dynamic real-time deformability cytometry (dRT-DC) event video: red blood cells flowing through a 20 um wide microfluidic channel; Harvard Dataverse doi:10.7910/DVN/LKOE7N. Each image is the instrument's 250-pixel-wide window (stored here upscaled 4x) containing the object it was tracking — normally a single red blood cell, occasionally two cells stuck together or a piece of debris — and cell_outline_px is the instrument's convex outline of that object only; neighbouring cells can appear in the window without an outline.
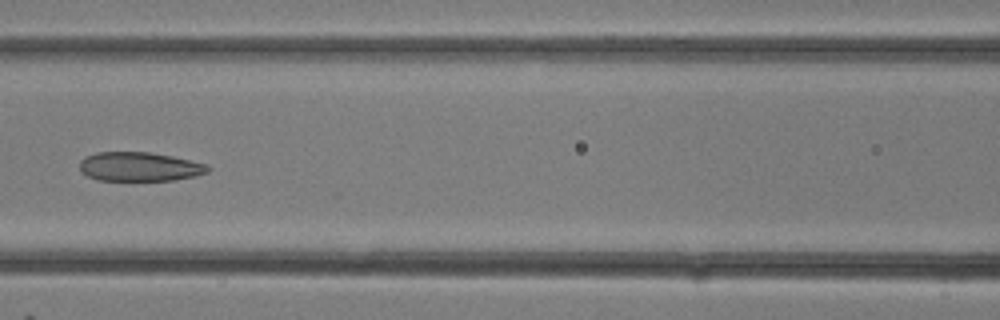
{"species": "common noctule bat (a hibernating species)", "species_latin": "Nyctalus noctula", "temperature_condition": "room temperature", "stored_images_in_passage": 20, "camera_frame_rate_fps": 3000, "um_per_image_px": 0.085, "animal": {"sex": "female"}, "frame": {"image": 1, "passage_image": 15, "time_ms": 4.667, "image_size_px": [1000, 320], "cell_outline_px": [[212, 168], [208, 172], [196, 176], [176, 180], [96, 180], [88, 176], [80, 168], [80, 160], [84, 156], [96, 152], [148, 152], [172, 156], [208, 164]], "centroid_in_image_um": [11.89, 14.16], "position_along_channel_um": 154.7, "area_um2": 21.85}}
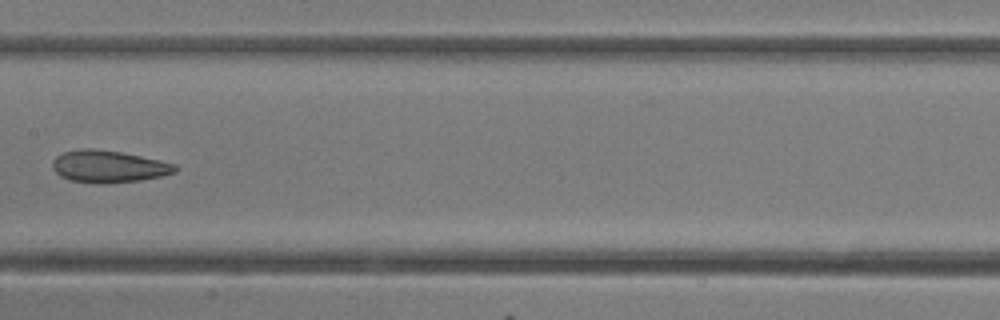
{"frame": {"image": 2, "passage_image": 17, "time_ms": 5.333, "image_size_px": [1000, 320], "cell_outline_px": [[180, 168], [176, 172], [160, 176], [140, 180], [104, 184], [96, 184], [68, 180], [60, 176], [52, 168], [52, 160], [56, 156], [64, 152], [84, 148], [92, 148], [120, 152], [160, 160], [176, 164]], "centroid_in_image_um": [9.22, 14.16], "position_along_channel_um": 198.2, "area_um2": 23.12}}